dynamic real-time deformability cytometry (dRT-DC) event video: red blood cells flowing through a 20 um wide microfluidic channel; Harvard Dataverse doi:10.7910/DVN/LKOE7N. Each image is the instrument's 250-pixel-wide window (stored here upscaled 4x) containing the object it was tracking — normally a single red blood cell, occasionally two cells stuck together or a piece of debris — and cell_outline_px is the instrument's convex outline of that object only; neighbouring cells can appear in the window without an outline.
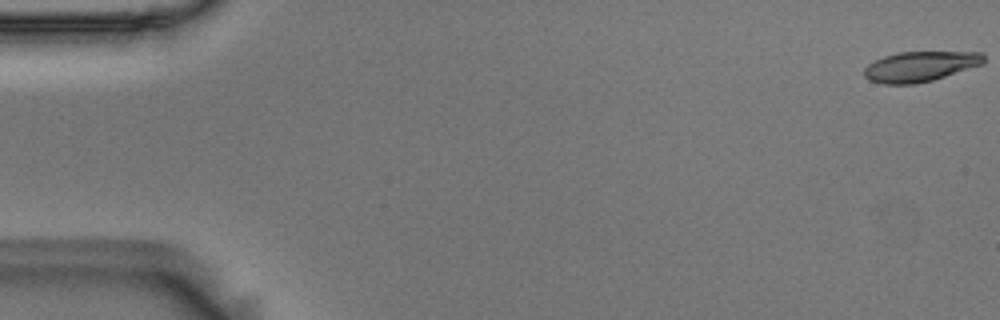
{"species": "Egyptian fruit bat (a non-hibernating species)", "species_latin": "Rousettus aegyptiacus", "temperature_condition": "room temperature", "stored_images_in_passage": 56, "camera_frame_rate_fps": 3000, "um_per_image_px": 0.085, "animal": {"sex": "male"}, "frame": {"image": 1, "passage_image": 1, "time_ms": 0.0, "image_size_px": [1000, 320], "cell_outline_px": [[984, 64], [932, 80], [916, 84], [884, 84], [868, 80], [864, 76], [864, 68], [868, 64], [884, 56], [900, 52], [980, 52], [984, 56]], "centroid_in_image_um": [78.2, 5.65], "position_along_channel_um": 6.8, "area_um2": 20.98}}
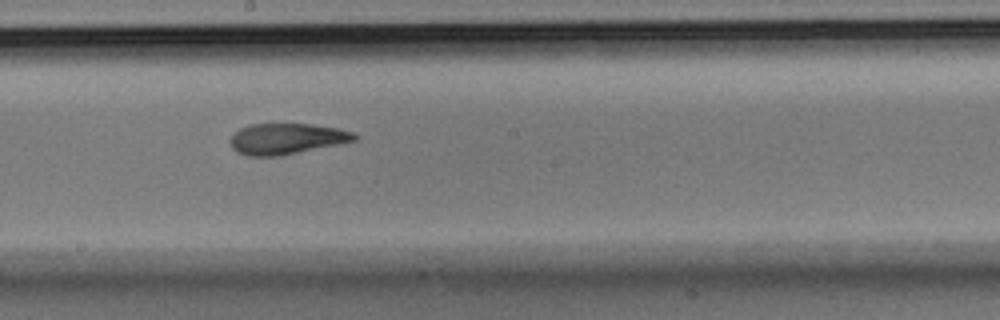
{"frame": {"image": 2, "passage_image": 31, "time_ms": 10.0, "image_size_px": [1000, 320], "cell_outline_px": [[360, 136], [356, 140], [280, 156], [248, 156], [236, 152], [232, 148], [232, 136], [240, 128], [252, 124], [312, 124], [340, 128], [352, 132]], "centroid_in_image_um": [24.39, 11.79], "position_along_channel_um": 223.8, "area_um2": 22.2}}
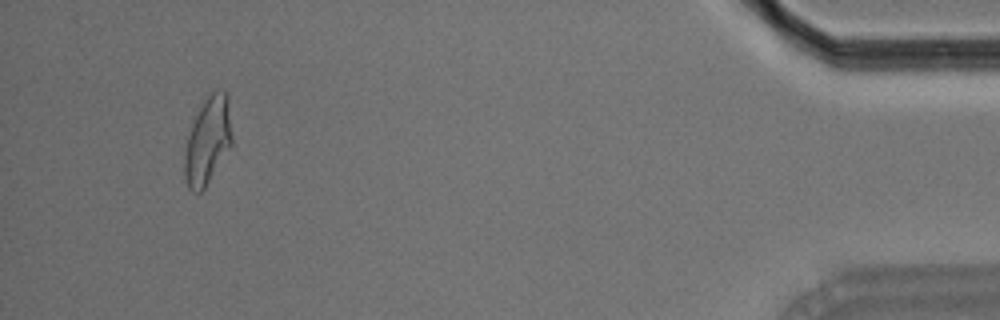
{"frame": {"image": 3, "passage_image": 53, "time_ms": 17.333, "image_size_px": [1000, 320], "cell_outline_px": [[232, 144], [204, 188], [200, 192], [192, 192], [188, 188], [184, 176], [184, 152], [188, 136], [192, 124], [204, 100], [216, 88], [224, 88], [228, 92], [232, 136]], "centroid_in_image_um": [17.67, 11.91], "position_along_channel_um": 417.5, "area_um2": 24.16}, "authors_computed_cell_mechanics": {"area_um2": 22.7443, "velocity_mm_per_s": 3.6053, "shape_relaxation_time_tau1_ms": 4.0739, "shape_relaxation_time_tau2_ms": 2.413, "deformation_change_tau1": 0.1782, "deformation_change_tau2": 0.1029}}